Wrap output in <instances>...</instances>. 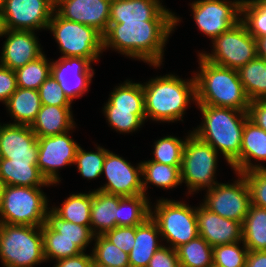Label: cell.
Segmentation results:
<instances>
[{
  "label": "cell",
  "instance_id": "680465c9",
  "mask_svg": "<svg viewBox=\"0 0 266 267\" xmlns=\"http://www.w3.org/2000/svg\"><path fill=\"white\" fill-rule=\"evenodd\" d=\"M92 267H113V266H105V265H100V264H93Z\"/></svg>",
  "mask_w": 266,
  "mask_h": 267
},
{
  "label": "cell",
  "instance_id": "74e56055",
  "mask_svg": "<svg viewBox=\"0 0 266 267\" xmlns=\"http://www.w3.org/2000/svg\"><path fill=\"white\" fill-rule=\"evenodd\" d=\"M93 264L113 267H130L128 254L108 241L103 235L94 236Z\"/></svg>",
  "mask_w": 266,
  "mask_h": 267
},
{
  "label": "cell",
  "instance_id": "e575fe53",
  "mask_svg": "<svg viewBox=\"0 0 266 267\" xmlns=\"http://www.w3.org/2000/svg\"><path fill=\"white\" fill-rule=\"evenodd\" d=\"M43 234L44 257L48 261L76 256L83 252L72 240L62 237L46 222L41 226Z\"/></svg>",
  "mask_w": 266,
  "mask_h": 267
},
{
  "label": "cell",
  "instance_id": "9a60e30c",
  "mask_svg": "<svg viewBox=\"0 0 266 267\" xmlns=\"http://www.w3.org/2000/svg\"><path fill=\"white\" fill-rule=\"evenodd\" d=\"M103 173L107 183L98 190L122 197L144 194L143 178H140L142 177L141 163L134 168L123 157L108 150L103 163Z\"/></svg>",
  "mask_w": 266,
  "mask_h": 267
},
{
  "label": "cell",
  "instance_id": "52a82bcc",
  "mask_svg": "<svg viewBox=\"0 0 266 267\" xmlns=\"http://www.w3.org/2000/svg\"><path fill=\"white\" fill-rule=\"evenodd\" d=\"M48 30L59 45L61 57H83L96 62L103 53V35L95 28L62 18L54 11Z\"/></svg>",
  "mask_w": 266,
  "mask_h": 267
},
{
  "label": "cell",
  "instance_id": "603a6c76",
  "mask_svg": "<svg viewBox=\"0 0 266 267\" xmlns=\"http://www.w3.org/2000/svg\"><path fill=\"white\" fill-rule=\"evenodd\" d=\"M30 127L37 137L69 132L75 127L71 106L42 105Z\"/></svg>",
  "mask_w": 266,
  "mask_h": 267
},
{
  "label": "cell",
  "instance_id": "7c38bea8",
  "mask_svg": "<svg viewBox=\"0 0 266 267\" xmlns=\"http://www.w3.org/2000/svg\"><path fill=\"white\" fill-rule=\"evenodd\" d=\"M242 0H197L191 3L193 18L212 41L241 21Z\"/></svg>",
  "mask_w": 266,
  "mask_h": 267
},
{
  "label": "cell",
  "instance_id": "2e32d148",
  "mask_svg": "<svg viewBox=\"0 0 266 267\" xmlns=\"http://www.w3.org/2000/svg\"><path fill=\"white\" fill-rule=\"evenodd\" d=\"M91 64L93 63L88 59L75 56L60 57L55 62L51 61V75L71 102L88 91L94 75Z\"/></svg>",
  "mask_w": 266,
  "mask_h": 267
},
{
  "label": "cell",
  "instance_id": "5bb4252c",
  "mask_svg": "<svg viewBox=\"0 0 266 267\" xmlns=\"http://www.w3.org/2000/svg\"><path fill=\"white\" fill-rule=\"evenodd\" d=\"M54 11L50 0H6L1 12L5 29L35 32L48 29Z\"/></svg>",
  "mask_w": 266,
  "mask_h": 267
},
{
  "label": "cell",
  "instance_id": "681fc988",
  "mask_svg": "<svg viewBox=\"0 0 266 267\" xmlns=\"http://www.w3.org/2000/svg\"><path fill=\"white\" fill-rule=\"evenodd\" d=\"M248 119L266 132V100L250 101Z\"/></svg>",
  "mask_w": 266,
  "mask_h": 267
},
{
  "label": "cell",
  "instance_id": "7402d4cb",
  "mask_svg": "<svg viewBox=\"0 0 266 267\" xmlns=\"http://www.w3.org/2000/svg\"><path fill=\"white\" fill-rule=\"evenodd\" d=\"M266 161V132L249 119L246 120L242 136L240 156L230 165L235 173L266 168L263 165L251 163V159Z\"/></svg>",
  "mask_w": 266,
  "mask_h": 267
},
{
  "label": "cell",
  "instance_id": "9c48e42d",
  "mask_svg": "<svg viewBox=\"0 0 266 267\" xmlns=\"http://www.w3.org/2000/svg\"><path fill=\"white\" fill-rule=\"evenodd\" d=\"M218 152L193 133L186 139L181 163V181L186 184L188 194L202 188L214 187Z\"/></svg>",
  "mask_w": 266,
  "mask_h": 267
},
{
  "label": "cell",
  "instance_id": "4316f807",
  "mask_svg": "<svg viewBox=\"0 0 266 267\" xmlns=\"http://www.w3.org/2000/svg\"><path fill=\"white\" fill-rule=\"evenodd\" d=\"M14 122L12 124L31 126L41 109L38 90L19 88L12 93L5 103Z\"/></svg>",
  "mask_w": 266,
  "mask_h": 267
},
{
  "label": "cell",
  "instance_id": "9f6ffc18",
  "mask_svg": "<svg viewBox=\"0 0 266 267\" xmlns=\"http://www.w3.org/2000/svg\"><path fill=\"white\" fill-rule=\"evenodd\" d=\"M4 186H5V184L0 178V201H1V198H2V195H3Z\"/></svg>",
  "mask_w": 266,
  "mask_h": 267
},
{
  "label": "cell",
  "instance_id": "7a4b0ae2",
  "mask_svg": "<svg viewBox=\"0 0 266 267\" xmlns=\"http://www.w3.org/2000/svg\"><path fill=\"white\" fill-rule=\"evenodd\" d=\"M202 123L192 131L201 141L211 145L231 165L239 156L247 111L233 108L198 105Z\"/></svg>",
  "mask_w": 266,
  "mask_h": 267
},
{
  "label": "cell",
  "instance_id": "3957f363",
  "mask_svg": "<svg viewBox=\"0 0 266 267\" xmlns=\"http://www.w3.org/2000/svg\"><path fill=\"white\" fill-rule=\"evenodd\" d=\"M146 119L153 121H183L190 100L196 103V82L166 74L142 84Z\"/></svg>",
  "mask_w": 266,
  "mask_h": 267
},
{
  "label": "cell",
  "instance_id": "277c9868",
  "mask_svg": "<svg viewBox=\"0 0 266 267\" xmlns=\"http://www.w3.org/2000/svg\"><path fill=\"white\" fill-rule=\"evenodd\" d=\"M200 71L194 75L196 105L233 108L248 111L250 100L237 70L222 67L198 55Z\"/></svg>",
  "mask_w": 266,
  "mask_h": 267
},
{
  "label": "cell",
  "instance_id": "e0dca14e",
  "mask_svg": "<svg viewBox=\"0 0 266 267\" xmlns=\"http://www.w3.org/2000/svg\"><path fill=\"white\" fill-rule=\"evenodd\" d=\"M37 136L30 126L3 124L0 133V158L12 162H37Z\"/></svg>",
  "mask_w": 266,
  "mask_h": 267
},
{
  "label": "cell",
  "instance_id": "7bdbcfd3",
  "mask_svg": "<svg viewBox=\"0 0 266 267\" xmlns=\"http://www.w3.org/2000/svg\"><path fill=\"white\" fill-rule=\"evenodd\" d=\"M242 242V247L239 246ZM248 248L243 241L213 247V266L245 267Z\"/></svg>",
  "mask_w": 266,
  "mask_h": 267
},
{
  "label": "cell",
  "instance_id": "ee69618b",
  "mask_svg": "<svg viewBox=\"0 0 266 267\" xmlns=\"http://www.w3.org/2000/svg\"><path fill=\"white\" fill-rule=\"evenodd\" d=\"M250 189L251 204L266 209V168L242 173Z\"/></svg>",
  "mask_w": 266,
  "mask_h": 267
},
{
  "label": "cell",
  "instance_id": "c3c4849f",
  "mask_svg": "<svg viewBox=\"0 0 266 267\" xmlns=\"http://www.w3.org/2000/svg\"><path fill=\"white\" fill-rule=\"evenodd\" d=\"M17 89L15 70H11L0 64V102L4 104Z\"/></svg>",
  "mask_w": 266,
  "mask_h": 267
},
{
  "label": "cell",
  "instance_id": "bcb514c9",
  "mask_svg": "<svg viewBox=\"0 0 266 267\" xmlns=\"http://www.w3.org/2000/svg\"><path fill=\"white\" fill-rule=\"evenodd\" d=\"M136 226L120 227L116 226L109 230L103 236L120 248L125 253L129 254L135 244Z\"/></svg>",
  "mask_w": 266,
  "mask_h": 267
},
{
  "label": "cell",
  "instance_id": "f907efd6",
  "mask_svg": "<svg viewBox=\"0 0 266 267\" xmlns=\"http://www.w3.org/2000/svg\"><path fill=\"white\" fill-rule=\"evenodd\" d=\"M54 267H92L93 257L92 254L88 255L85 252L68 258L56 260Z\"/></svg>",
  "mask_w": 266,
  "mask_h": 267
},
{
  "label": "cell",
  "instance_id": "5b68a950",
  "mask_svg": "<svg viewBox=\"0 0 266 267\" xmlns=\"http://www.w3.org/2000/svg\"><path fill=\"white\" fill-rule=\"evenodd\" d=\"M0 259L4 267H34L46 261L41 226L0 223Z\"/></svg>",
  "mask_w": 266,
  "mask_h": 267
},
{
  "label": "cell",
  "instance_id": "ab89813d",
  "mask_svg": "<svg viewBox=\"0 0 266 267\" xmlns=\"http://www.w3.org/2000/svg\"><path fill=\"white\" fill-rule=\"evenodd\" d=\"M241 21L256 39L266 35V1L242 0Z\"/></svg>",
  "mask_w": 266,
  "mask_h": 267
},
{
  "label": "cell",
  "instance_id": "484cf974",
  "mask_svg": "<svg viewBox=\"0 0 266 267\" xmlns=\"http://www.w3.org/2000/svg\"><path fill=\"white\" fill-rule=\"evenodd\" d=\"M0 178L5 185L24 187H44L51 183L40 173L37 162H12L0 158Z\"/></svg>",
  "mask_w": 266,
  "mask_h": 267
},
{
  "label": "cell",
  "instance_id": "4fadbf2b",
  "mask_svg": "<svg viewBox=\"0 0 266 267\" xmlns=\"http://www.w3.org/2000/svg\"><path fill=\"white\" fill-rule=\"evenodd\" d=\"M38 157L37 166L47 182L58 184L60 167L74 165L75 156L79 148L69 135V132L49 137H37Z\"/></svg>",
  "mask_w": 266,
  "mask_h": 267
},
{
  "label": "cell",
  "instance_id": "cb8c5ba5",
  "mask_svg": "<svg viewBox=\"0 0 266 267\" xmlns=\"http://www.w3.org/2000/svg\"><path fill=\"white\" fill-rule=\"evenodd\" d=\"M118 203L119 195L92 191L90 228L94 235H103L118 226Z\"/></svg>",
  "mask_w": 266,
  "mask_h": 267
},
{
  "label": "cell",
  "instance_id": "11a10c76",
  "mask_svg": "<svg viewBox=\"0 0 266 267\" xmlns=\"http://www.w3.org/2000/svg\"><path fill=\"white\" fill-rule=\"evenodd\" d=\"M65 0H50L51 4L54 8H56L60 3H62Z\"/></svg>",
  "mask_w": 266,
  "mask_h": 267
},
{
  "label": "cell",
  "instance_id": "f5cc1de1",
  "mask_svg": "<svg viewBox=\"0 0 266 267\" xmlns=\"http://www.w3.org/2000/svg\"><path fill=\"white\" fill-rule=\"evenodd\" d=\"M258 58L266 60V35L256 38Z\"/></svg>",
  "mask_w": 266,
  "mask_h": 267
},
{
  "label": "cell",
  "instance_id": "8d00e7d4",
  "mask_svg": "<svg viewBox=\"0 0 266 267\" xmlns=\"http://www.w3.org/2000/svg\"><path fill=\"white\" fill-rule=\"evenodd\" d=\"M46 223L54 231L62 234V237L72 240L83 252L95 236L90 226L65 221L58 217L51 209L47 212Z\"/></svg>",
  "mask_w": 266,
  "mask_h": 267
},
{
  "label": "cell",
  "instance_id": "f1b7e54d",
  "mask_svg": "<svg viewBox=\"0 0 266 267\" xmlns=\"http://www.w3.org/2000/svg\"><path fill=\"white\" fill-rule=\"evenodd\" d=\"M237 72L250 101L266 100V60L257 57Z\"/></svg>",
  "mask_w": 266,
  "mask_h": 267
},
{
  "label": "cell",
  "instance_id": "8fae6325",
  "mask_svg": "<svg viewBox=\"0 0 266 267\" xmlns=\"http://www.w3.org/2000/svg\"><path fill=\"white\" fill-rule=\"evenodd\" d=\"M232 184L217 183L207 191L202 203L210 211L221 217L243 223L251 204L250 189L242 173Z\"/></svg>",
  "mask_w": 266,
  "mask_h": 267
},
{
  "label": "cell",
  "instance_id": "8992f818",
  "mask_svg": "<svg viewBox=\"0 0 266 267\" xmlns=\"http://www.w3.org/2000/svg\"><path fill=\"white\" fill-rule=\"evenodd\" d=\"M48 202L41 187L5 185L0 201V223L42 226L50 209Z\"/></svg>",
  "mask_w": 266,
  "mask_h": 267
},
{
  "label": "cell",
  "instance_id": "7dc6e473",
  "mask_svg": "<svg viewBox=\"0 0 266 267\" xmlns=\"http://www.w3.org/2000/svg\"><path fill=\"white\" fill-rule=\"evenodd\" d=\"M147 267H180L176 249L163 245L155 252Z\"/></svg>",
  "mask_w": 266,
  "mask_h": 267
},
{
  "label": "cell",
  "instance_id": "d4e9b609",
  "mask_svg": "<svg viewBox=\"0 0 266 267\" xmlns=\"http://www.w3.org/2000/svg\"><path fill=\"white\" fill-rule=\"evenodd\" d=\"M159 235V227L151 217L136 226L135 244L128 254L130 267L148 266L155 252L163 246L159 243Z\"/></svg>",
  "mask_w": 266,
  "mask_h": 267
},
{
  "label": "cell",
  "instance_id": "d6a6232c",
  "mask_svg": "<svg viewBox=\"0 0 266 267\" xmlns=\"http://www.w3.org/2000/svg\"><path fill=\"white\" fill-rule=\"evenodd\" d=\"M180 267H213V247L202 237L176 248Z\"/></svg>",
  "mask_w": 266,
  "mask_h": 267
},
{
  "label": "cell",
  "instance_id": "f6af8a7d",
  "mask_svg": "<svg viewBox=\"0 0 266 267\" xmlns=\"http://www.w3.org/2000/svg\"><path fill=\"white\" fill-rule=\"evenodd\" d=\"M38 92L42 105L71 106L72 104L51 74L39 87Z\"/></svg>",
  "mask_w": 266,
  "mask_h": 267
},
{
  "label": "cell",
  "instance_id": "44dd1931",
  "mask_svg": "<svg viewBox=\"0 0 266 267\" xmlns=\"http://www.w3.org/2000/svg\"><path fill=\"white\" fill-rule=\"evenodd\" d=\"M199 236L212 247L242 241V223L221 217L203 204L196 208Z\"/></svg>",
  "mask_w": 266,
  "mask_h": 267
},
{
  "label": "cell",
  "instance_id": "30bf717a",
  "mask_svg": "<svg viewBox=\"0 0 266 267\" xmlns=\"http://www.w3.org/2000/svg\"><path fill=\"white\" fill-rule=\"evenodd\" d=\"M212 42L211 54H207L206 51L199 54L210 63L222 67L238 70L258 57L256 39L242 21L217 36Z\"/></svg>",
  "mask_w": 266,
  "mask_h": 267
},
{
  "label": "cell",
  "instance_id": "6da1fadb",
  "mask_svg": "<svg viewBox=\"0 0 266 267\" xmlns=\"http://www.w3.org/2000/svg\"><path fill=\"white\" fill-rule=\"evenodd\" d=\"M179 19L175 16V21L109 23L103 35V50L114 48L123 55L160 67L163 48Z\"/></svg>",
  "mask_w": 266,
  "mask_h": 267
},
{
  "label": "cell",
  "instance_id": "b9f144b4",
  "mask_svg": "<svg viewBox=\"0 0 266 267\" xmlns=\"http://www.w3.org/2000/svg\"><path fill=\"white\" fill-rule=\"evenodd\" d=\"M96 149V152H86L79 146L74 161L82 177L90 180L102 175L103 163L108 151L101 146H98Z\"/></svg>",
  "mask_w": 266,
  "mask_h": 267
},
{
  "label": "cell",
  "instance_id": "91938a15",
  "mask_svg": "<svg viewBox=\"0 0 266 267\" xmlns=\"http://www.w3.org/2000/svg\"><path fill=\"white\" fill-rule=\"evenodd\" d=\"M0 124H1V123H0ZM2 128H3V125H2V126L0 125V133H1Z\"/></svg>",
  "mask_w": 266,
  "mask_h": 267
},
{
  "label": "cell",
  "instance_id": "ba28073f",
  "mask_svg": "<svg viewBox=\"0 0 266 267\" xmlns=\"http://www.w3.org/2000/svg\"><path fill=\"white\" fill-rule=\"evenodd\" d=\"M154 208L150 217L157 223L160 237L167 240L169 247L176 249L199 236L196 207L162 198Z\"/></svg>",
  "mask_w": 266,
  "mask_h": 267
},
{
  "label": "cell",
  "instance_id": "d6986e66",
  "mask_svg": "<svg viewBox=\"0 0 266 267\" xmlns=\"http://www.w3.org/2000/svg\"><path fill=\"white\" fill-rule=\"evenodd\" d=\"M175 21L160 0H112L109 23Z\"/></svg>",
  "mask_w": 266,
  "mask_h": 267
},
{
  "label": "cell",
  "instance_id": "60d3db41",
  "mask_svg": "<svg viewBox=\"0 0 266 267\" xmlns=\"http://www.w3.org/2000/svg\"><path fill=\"white\" fill-rule=\"evenodd\" d=\"M191 134L192 132L189 133L188 136H186L184 141L171 135L158 139L154 143V156L151 161L181 168L183 150L186 143V139Z\"/></svg>",
  "mask_w": 266,
  "mask_h": 267
},
{
  "label": "cell",
  "instance_id": "f546056e",
  "mask_svg": "<svg viewBox=\"0 0 266 267\" xmlns=\"http://www.w3.org/2000/svg\"><path fill=\"white\" fill-rule=\"evenodd\" d=\"M142 165V187L144 195L148 183L163 189H173L182 183L181 170L177 166L166 165L151 160L141 162Z\"/></svg>",
  "mask_w": 266,
  "mask_h": 267
},
{
  "label": "cell",
  "instance_id": "6f0895ef",
  "mask_svg": "<svg viewBox=\"0 0 266 267\" xmlns=\"http://www.w3.org/2000/svg\"><path fill=\"white\" fill-rule=\"evenodd\" d=\"M6 0H0V11H2Z\"/></svg>",
  "mask_w": 266,
  "mask_h": 267
},
{
  "label": "cell",
  "instance_id": "ac0fdd59",
  "mask_svg": "<svg viewBox=\"0 0 266 267\" xmlns=\"http://www.w3.org/2000/svg\"><path fill=\"white\" fill-rule=\"evenodd\" d=\"M112 0H65L55 11L64 19L95 28L102 35L109 27Z\"/></svg>",
  "mask_w": 266,
  "mask_h": 267
},
{
  "label": "cell",
  "instance_id": "d590c367",
  "mask_svg": "<svg viewBox=\"0 0 266 267\" xmlns=\"http://www.w3.org/2000/svg\"><path fill=\"white\" fill-rule=\"evenodd\" d=\"M17 87L38 90L51 74V62L43 53L40 57L15 70Z\"/></svg>",
  "mask_w": 266,
  "mask_h": 267
},
{
  "label": "cell",
  "instance_id": "1f68e13d",
  "mask_svg": "<svg viewBox=\"0 0 266 267\" xmlns=\"http://www.w3.org/2000/svg\"><path fill=\"white\" fill-rule=\"evenodd\" d=\"M92 191L71 194L61 207L52 206L51 210L61 219L78 225L90 226Z\"/></svg>",
  "mask_w": 266,
  "mask_h": 267
},
{
  "label": "cell",
  "instance_id": "db71d44e",
  "mask_svg": "<svg viewBox=\"0 0 266 267\" xmlns=\"http://www.w3.org/2000/svg\"><path fill=\"white\" fill-rule=\"evenodd\" d=\"M4 31H5L4 21H3V17H2V12L0 11V37L3 36Z\"/></svg>",
  "mask_w": 266,
  "mask_h": 267
},
{
  "label": "cell",
  "instance_id": "f35d334b",
  "mask_svg": "<svg viewBox=\"0 0 266 267\" xmlns=\"http://www.w3.org/2000/svg\"><path fill=\"white\" fill-rule=\"evenodd\" d=\"M104 115L110 126L120 133L138 130L146 120L145 110H124L116 107H104Z\"/></svg>",
  "mask_w": 266,
  "mask_h": 267
},
{
  "label": "cell",
  "instance_id": "83f0119b",
  "mask_svg": "<svg viewBox=\"0 0 266 267\" xmlns=\"http://www.w3.org/2000/svg\"><path fill=\"white\" fill-rule=\"evenodd\" d=\"M242 241L248 251L266 250V209L250 204L242 223Z\"/></svg>",
  "mask_w": 266,
  "mask_h": 267
},
{
  "label": "cell",
  "instance_id": "816d5d0a",
  "mask_svg": "<svg viewBox=\"0 0 266 267\" xmlns=\"http://www.w3.org/2000/svg\"><path fill=\"white\" fill-rule=\"evenodd\" d=\"M245 267H266V250L248 251Z\"/></svg>",
  "mask_w": 266,
  "mask_h": 267
},
{
  "label": "cell",
  "instance_id": "4dcf8cb0",
  "mask_svg": "<svg viewBox=\"0 0 266 267\" xmlns=\"http://www.w3.org/2000/svg\"><path fill=\"white\" fill-rule=\"evenodd\" d=\"M148 197L144 194L135 196H119L118 226L131 227L144 223L151 216Z\"/></svg>",
  "mask_w": 266,
  "mask_h": 267
},
{
  "label": "cell",
  "instance_id": "836d02e7",
  "mask_svg": "<svg viewBox=\"0 0 266 267\" xmlns=\"http://www.w3.org/2000/svg\"><path fill=\"white\" fill-rule=\"evenodd\" d=\"M104 107H116L124 110H145L144 92L141 83L128 79L111 92Z\"/></svg>",
  "mask_w": 266,
  "mask_h": 267
},
{
  "label": "cell",
  "instance_id": "ffe728a7",
  "mask_svg": "<svg viewBox=\"0 0 266 267\" xmlns=\"http://www.w3.org/2000/svg\"><path fill=\"white\" fill-rule=\"evenodd\" d=\"M6 41L2 48L0 64L16 70L40 57L43 52L34 31L5 29Z\"/></svg>",
  "mask_w": 266,
  "mask_h": 267
}]
</instances>
